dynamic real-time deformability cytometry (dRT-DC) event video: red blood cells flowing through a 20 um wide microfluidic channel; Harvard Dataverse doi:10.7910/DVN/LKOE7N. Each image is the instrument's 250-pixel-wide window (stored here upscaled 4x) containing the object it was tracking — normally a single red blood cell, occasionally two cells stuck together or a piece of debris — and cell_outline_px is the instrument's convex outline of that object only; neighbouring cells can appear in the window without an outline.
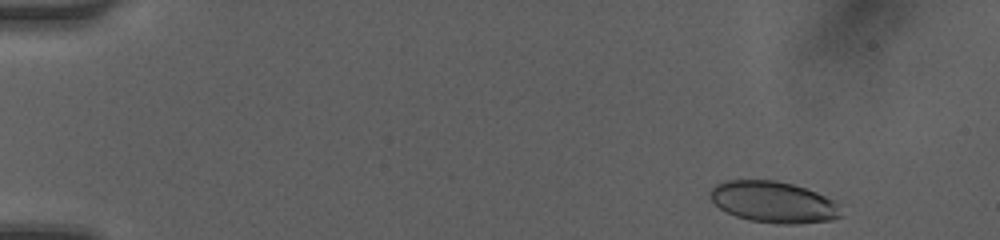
{"species": "human", "species_latin": "Homo sapiens", "temperature_condition": "room temperature", "stored_images_in_passage": 46, "camera_frame_rate_fps": 3000, "um_per_image_px": 0.085, "donor": {"sex": "female"}, "frame": {"image": 1, "passage_image": 2, "time_ms": 0.333, "image_size_px": [1000, 240], "cell_outline_px": [[844, 216], [832, 220], [796, 224], [780, 224], [752, 220], [736, 216], [720, 208], [708, 196], [708, 192], [716, 184], [724, 180], [776, 180], [792, 184], [816, 192], [832, 200], [836, 204]], "centroid_in_image_um": [65.73, 17.17], "position_along_channel_um": 19.3, "area_um2": 31.39}}
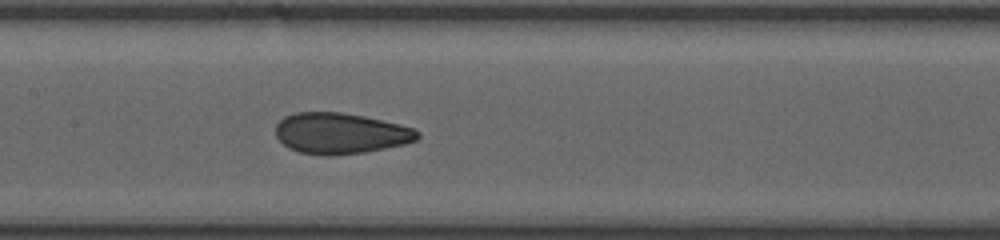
{"frame": {"image": 2, "passage_image": 22, "time_ms": 7.0, "image_size_px": [1000, 240], "cell_outline_px": [[420, 136], [416, 140], [404, 144], [364, 152], [336, 156], [320, 156], [300, 152], [288, 148], [276, 136], [276, 124], [284, 116], [296, 112], [340, 112], [364, 116], [400, 124], [416, 128], [420, 132]], "centroid_in_image_um": [28.94, 11.34], "position_along_channel_um": 178.5, "area_um2": 34.1}}
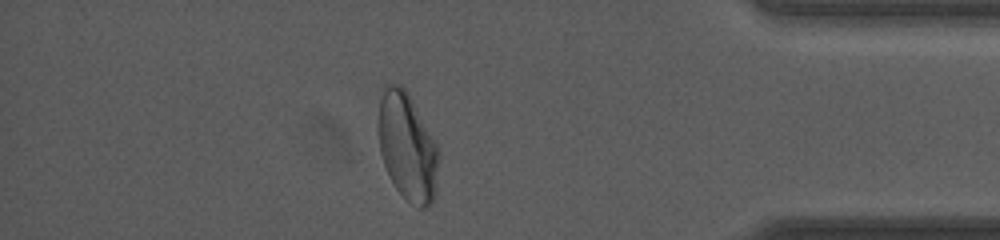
{"frame": {"image": 3, "passage_image": 40, "time_ms": 13.0, "image_size_px": [1000, 240], "cell_outline_px": [[440, 156], [436, 192], [432, 204], [424, 208], [416, 208], [396, 188], [388, 176], [380, 152], [376, 128], [376, 124], [380, 88], [384, 84], [400, 84], [408, 92], [436, 144], [440, 152]], "centroid_in_image_um": [34.59, 12.45], "position_along_channel_um": 400.6, "area_um2": 38.84}, "authors_computed_cell_mechanics": {"area_um2": 34.0731, "velocity_mm_per_s": 4.195, "shape_relaxation_time_tau1_ms": 5.8748, "shape_relaxation_time_tau2_ms": 1.0002, "deformation_change_tau1": 0.1867, "deformation_change_tau2": 0.0738}}